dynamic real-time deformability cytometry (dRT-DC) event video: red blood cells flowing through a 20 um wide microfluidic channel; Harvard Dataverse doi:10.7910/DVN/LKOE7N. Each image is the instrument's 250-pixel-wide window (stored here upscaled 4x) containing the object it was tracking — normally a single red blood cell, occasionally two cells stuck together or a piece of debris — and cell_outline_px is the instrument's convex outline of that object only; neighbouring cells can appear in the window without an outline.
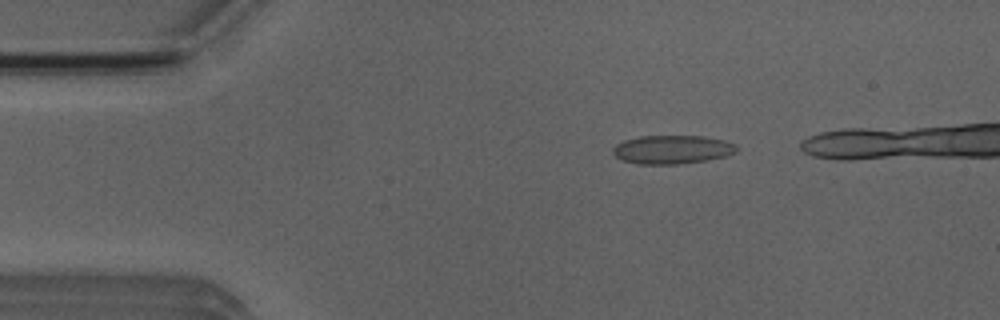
{"species": "Egyptian fruit bat (a non-hibernating species)", "species_latin": "Rousettus aegyptiacus", "temperature_condition": "room temperature", "stored_images_in_passage": 5, "camera_frame_rate_fps": 3000, "um_per_image_px": 0.085, "animal": {"sex": "male"}, "frame": {"image": 1, "passage_image": 2, "time_ms": 1.333, "image_size_px": [1000, 320], "cell_outline_px": [[736, 152], [724, 156], [708, 160], [676, 164], [636, 164], [620, 160], [612, 152], [612, 148], [616, 144], [624, 140], [640, 136], [704, 136], [728, 140], [736, 144]], "centroid_in_image_um": [57.12, 12.7], "position_along_channel_um": 27.9, "area_um2": 20.81}}